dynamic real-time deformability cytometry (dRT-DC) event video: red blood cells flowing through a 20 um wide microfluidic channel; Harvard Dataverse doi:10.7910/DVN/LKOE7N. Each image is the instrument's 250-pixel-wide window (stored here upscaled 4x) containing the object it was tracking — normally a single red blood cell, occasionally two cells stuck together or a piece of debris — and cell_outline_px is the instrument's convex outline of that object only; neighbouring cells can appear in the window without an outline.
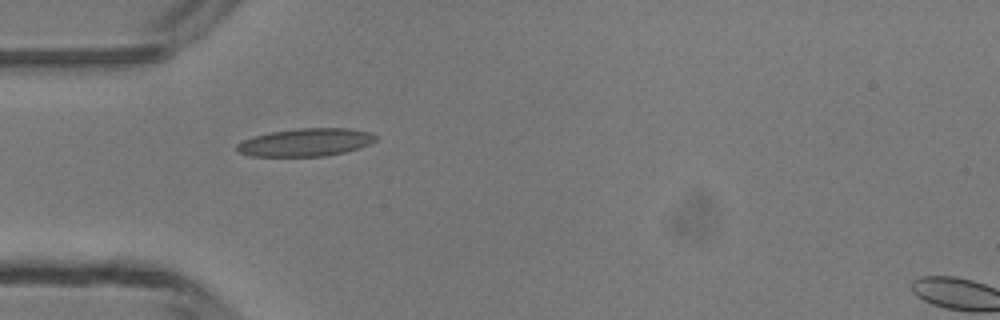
{"species": "common noctule bat (a hibernating species)", "species_latin": "Nyctalus noctula", "temperature_condition": "room temperature", "stored_images_in_passage": 6, "camera_frame_rate_fps": 3000, "um_per_image_px": 0.085, "animal": {"sex": "male", "body_mass_g": 13.3}, "frame": {"image": 1, "passage_image": 5, "time_ms": 5.667, "image_size_px": [1000, 320], "cell_outline_px": [[380, 136], [376, 140], [360, 148], [344, 152], [324, 156], [252, 156], [240, 152], [236, 148], [236, 144], [252, 136], [268, 132], [296, 128], [348, 128], [368, 132]], "centroid_in_image_um": [25.99, 12.09], "position_along_channel_um": 59.0, "area_um2": 22.6}}